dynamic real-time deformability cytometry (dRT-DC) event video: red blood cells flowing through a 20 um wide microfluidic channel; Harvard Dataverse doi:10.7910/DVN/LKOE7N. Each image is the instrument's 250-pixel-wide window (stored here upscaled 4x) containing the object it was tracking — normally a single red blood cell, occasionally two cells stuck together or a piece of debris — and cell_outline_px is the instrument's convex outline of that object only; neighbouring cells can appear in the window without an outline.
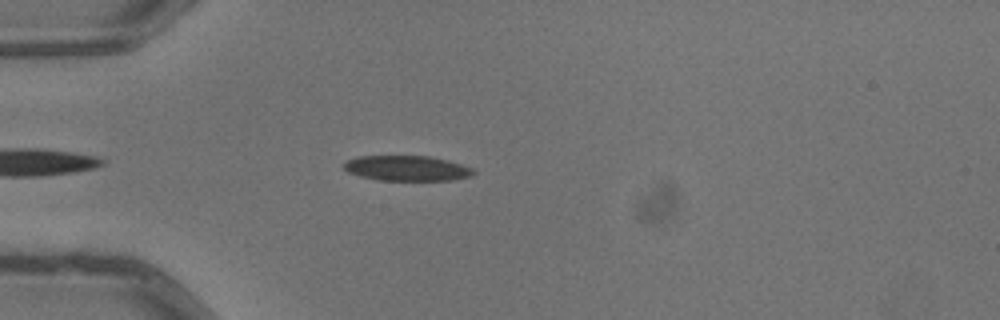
{"species": "common noctule bat (a hibernating species)", "species_latin": "Nyctalus noctula", "temperature_condition": "warm", "stored_images_in_passage": 4, "camera_frame_rate_fps": 3000, "um_per_image_px": 0.085, "animal": {"sex": "male", "body_mass_g": 13.3}, "frame": {"image": 1, "passage_image": 3, "time_ms": 0.667, "image_size_px": [1000, 320], "cell_outline_px": [[476, 172], [472, 176], [452, 180], [376, 180], [360, 176], [348, 172], [344, 168], [344, 164], [348, 160], [356, 156], [428, 156], [448, 160], [472, 168]], "centroid_in_image_um": [34.59, 14.3], "position_along_channel_um": 50.4, "area_um2": 19.02}}